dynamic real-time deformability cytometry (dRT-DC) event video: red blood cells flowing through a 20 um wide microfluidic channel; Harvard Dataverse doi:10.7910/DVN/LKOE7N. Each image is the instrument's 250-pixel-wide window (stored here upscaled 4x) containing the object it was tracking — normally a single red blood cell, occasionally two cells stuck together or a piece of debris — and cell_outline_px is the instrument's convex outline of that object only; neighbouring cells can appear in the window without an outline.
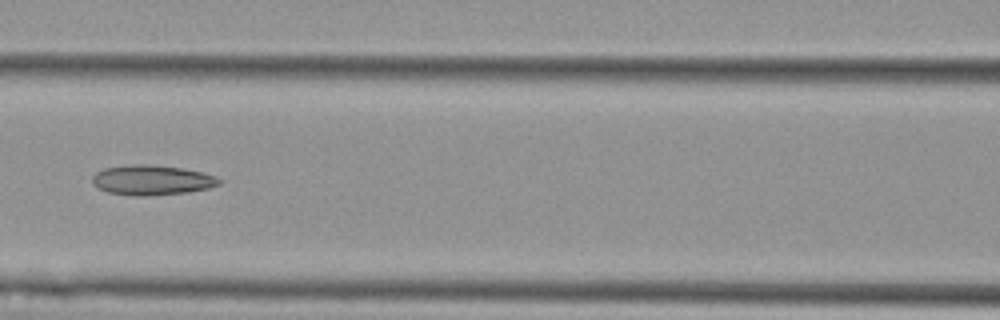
{"species": "Egyptian fruit bat (a non-hibernating species)", "species_latin": "Rousettus aegyptiacus", "temperature_condition": "cold", "stored_images_in_passage": 7, "camera_frame_rate_fps": 3000, "um_per_image_px": 0.085, "animal": {"sex": "female"}, "frame": {"image": 1, "passage_image": 7, "time_ms": 8.0, "image_size_px": [1000, 320], "cell_outline_px": [[224, 180], [220, 184], [208, 188], [188, 192], [148, 196], [136, 196], [108, 192], [96, 188], [92, 184], [92, 176], [96, 172], [104, 168], [136, 164], [152, 164], [184, 168], [216, 176]], "centroid_in_image_um": [12.91, 15.31], "position_along_channel_um": 153.7, "area_um2": 22.37}}